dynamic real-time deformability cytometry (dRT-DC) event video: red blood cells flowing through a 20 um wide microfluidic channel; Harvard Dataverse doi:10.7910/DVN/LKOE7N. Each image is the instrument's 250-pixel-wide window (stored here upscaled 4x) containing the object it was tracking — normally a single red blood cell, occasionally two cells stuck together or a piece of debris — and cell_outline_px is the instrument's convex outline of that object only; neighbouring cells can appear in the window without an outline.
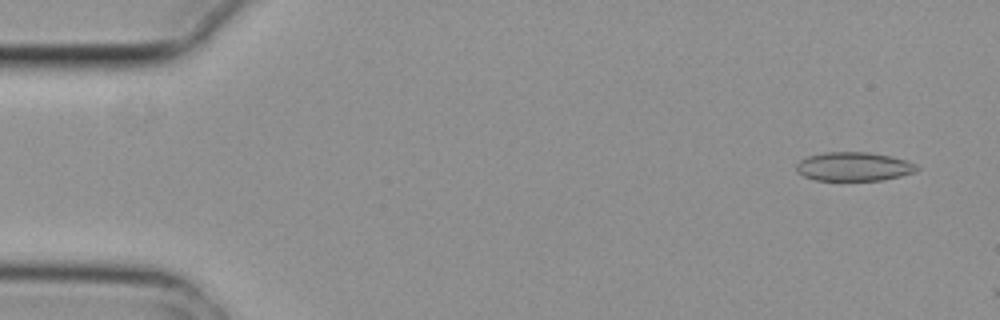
{"species": "common noctule bat (a hibernating species)", "species_latin": "Nyctalus noctula", "temperature_condition": "cold", "stored_images_in_passage": 3, "camera_frame_rate_fps": 3000, "um_per_image_px": 0.085, "animal": {"sex": "female", "body_mass_g": 29.2, "forearm_length_mm": 56.3}, "frame": {"image": 1, "passage_image": 1, "time_ms": 0.0, "image_size_px": [1000, 320], "cell_outline_px": [[920, 168], [916, 172], [884, 180], [816, 180], [804, 176], [796, 172], [796, 164], [800, 160], [808, 156], [824, 152], [872, 152], [892, 156], [916, 164]], "centroid_in_image_um": [72.58, 14.15], "position_along_channel_um": 12.4, "area_um2": 20.4}}